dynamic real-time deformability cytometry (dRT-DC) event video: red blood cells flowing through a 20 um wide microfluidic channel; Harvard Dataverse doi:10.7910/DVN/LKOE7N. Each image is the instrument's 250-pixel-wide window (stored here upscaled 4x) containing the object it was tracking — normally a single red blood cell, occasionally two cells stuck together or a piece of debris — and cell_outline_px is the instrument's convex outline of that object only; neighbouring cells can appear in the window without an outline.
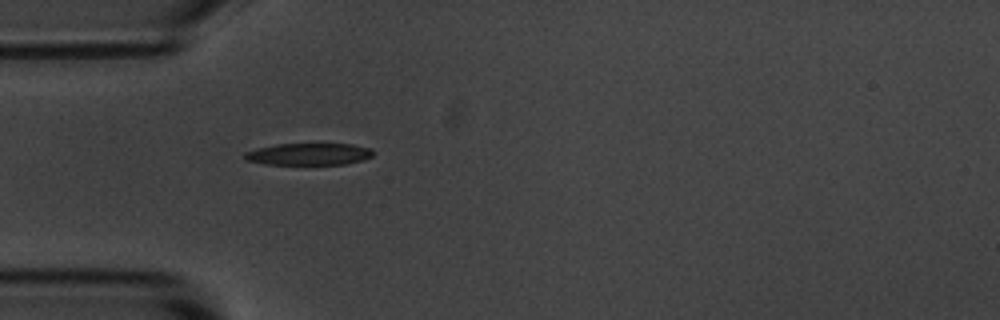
{"species": "common noctule bat (a hibernating species)", "species_latin": "Nyctalus noctula", "temperature_condition": "room temperature", "stored_images_in_passage": 5, "camera_frame_rate_fps": 3000, "um_per_image_px": 0.085, "animal": {"sex": "male", "body_mass_g": 20.1, "forearm_length_mm": 53.5}, "frame": {"image": 1, "passage_image": 5, "time_ms": 5.667, "image_size_px": [1000, 320], "cell_outline_px": [[376, 152], [372, 156], [364, 160], [344, 164], [264, 164], [244, 160], [244, 152], [256, 148], [276, 144], [352, 144], [372, 148]], "centroid_in_image_um": [26.26, 13.09], "position_along_channel_um": 58.7, "area_um2": 16.59}}